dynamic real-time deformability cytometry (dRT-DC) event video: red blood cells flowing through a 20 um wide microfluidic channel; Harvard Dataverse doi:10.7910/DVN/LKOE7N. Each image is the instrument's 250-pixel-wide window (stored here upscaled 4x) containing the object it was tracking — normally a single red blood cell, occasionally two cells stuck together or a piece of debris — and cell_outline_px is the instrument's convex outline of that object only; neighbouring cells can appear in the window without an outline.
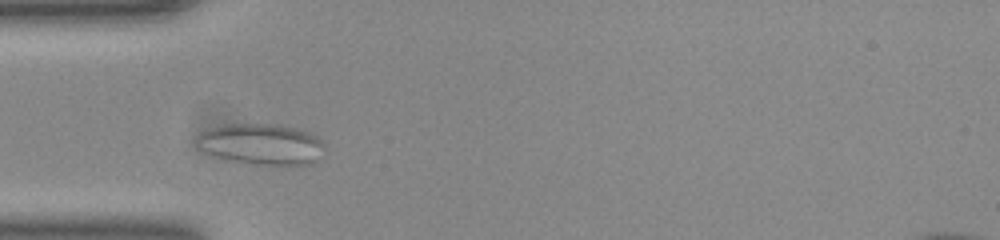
{"species": "common noctule bat (a hibernating species)", "species_latin": "Nyctalus noctula", "temperature_condition": "room temperature", "stored_images_in_passage": 12, "camera_frame_rate_fps": 3000, "um_per_image_px": 0.085, "animal": {"sex": "female", "body_mass_g": 23.0, "forearm_length_mm": 53.4}, "frame": {"image": 1, "passage_image": 6, "time_ms": 1.667, "image_size_px": [1000, 240], "cell_outline_px": [[324, 144], [316, 160], [312, 164], [244, 164], [208, 152], [200, 148], [196, 144], [196, 136], [200, 132], [208, 128], [224, 124], [280, 124], [296, 128], [308, 132], [316, 136]], "centroid_in_image_um": [22.18, 12.23], "position_along_channel_um": 62.8, "area_um2": 30.23}}
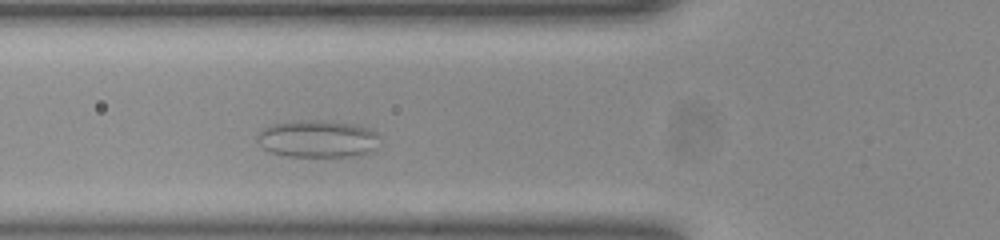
{"frame": {"image": 2, "passage_image": 9, "time_ms": 2.667, "image_size_px": [1000, 240], "cell_outline_px": [[380, 136], [376, 148], [372, 152], [360, 156], [288, 156], [272, 152], [264, 148], [256, 140], [256, 136], [264, 128], [272, 124], [292, 120], [320, 120], [352, 124], [368, 128], [376, 132]], "centroid_in_image_um": [27.02, 11.8], "position_along_channel_um": 98.8, "area_um2": 26.76}}